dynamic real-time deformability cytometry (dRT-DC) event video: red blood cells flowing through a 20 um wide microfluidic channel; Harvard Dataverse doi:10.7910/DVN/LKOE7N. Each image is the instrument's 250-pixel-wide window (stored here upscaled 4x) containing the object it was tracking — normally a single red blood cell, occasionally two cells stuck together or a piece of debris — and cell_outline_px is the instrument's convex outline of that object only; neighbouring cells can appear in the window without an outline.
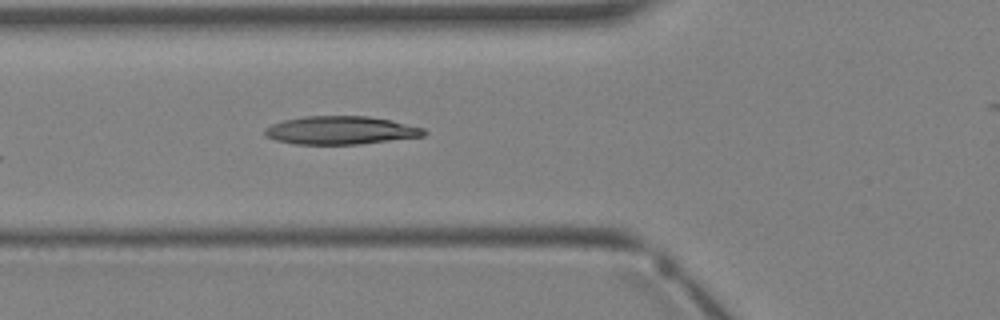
{"species": "Egyptian fruit bat (a non-hibernating species)", "species_latin": "Rousettus aegyptiacus", "temperature_condition": "warm", "stored_images_in_passage": 4, "camera_frame_rate_fps": 3000, "um_per_image_px": 0.085, "animal": {"sex": "female"}, "frame": {"image": 1, "passage_image": 4, "time_ms": 3.667, "image_size_px": [1000, 320], "cell_outline_px": [[428, 132], [424, 136], [360, 144], [296, 144], [276, 140], [264, 136], [264, 128], [272, 124], [284, 120], [304, 116], [368, 116], [392, 120], [424, 128]], "centroid_in_image_um": [28.96, 11.07], "position_along_channel_um": 96.8, "area_um2": 26.24}}